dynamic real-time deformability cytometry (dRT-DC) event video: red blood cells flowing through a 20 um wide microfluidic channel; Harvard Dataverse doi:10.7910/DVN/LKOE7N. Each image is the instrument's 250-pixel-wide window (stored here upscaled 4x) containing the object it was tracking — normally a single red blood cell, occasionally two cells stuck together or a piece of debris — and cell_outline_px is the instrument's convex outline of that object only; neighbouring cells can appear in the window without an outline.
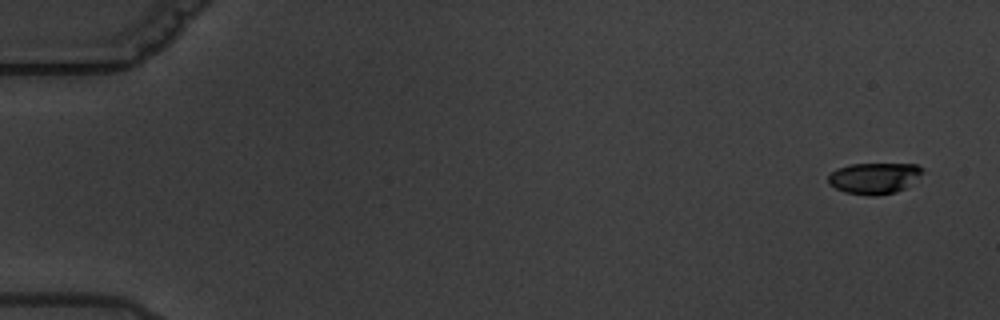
{"species": "common noctule bat (a hibernating species)", "species_latin": "Nyctalus noctula", "temperature_condition": "warm", "stored_images_in_passage": 7, "camera_frame_rate_fps": 3000, "um_per_image_px": 0.085, "animal": {"sex": "male", "body_mass_g": 19.5, "forearm_length_mm": 54.6}, "frame": {"image": 1, "passage_image": 1, "time_ms": 0.0, "image_size_px": [1000, 320], "cell_outline_px": [[924, 172], [904, 188], [896, 192], [876, 196], [868, 196], [844, 192], [828, 184], [828, 176], [836, 168], [848, 164], [916, 164], [924, 168]], "centroid_in_image_um": [74.28, 15.14], "position_along_channel_um": 10.7, "area_um2": 17.22}}
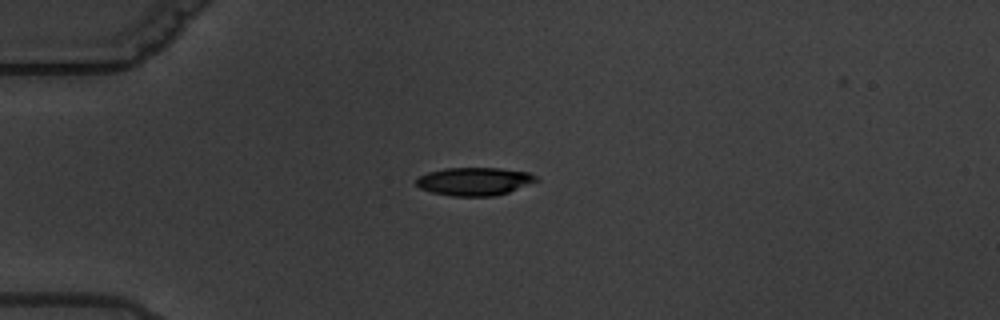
{"frame": {"image": 2, "passage_image": 5, "time_ms": 4.667, "image_size_px": [1000, 320], "cell_outline_px": [[540, 180], [508, 192], [496, 196], [452, 196], [432, 192], [420, 188], [416, 184], [416, 180], [420, 176], [428, 172], [444, 168], [500, 168], [528, 172], [536, 176]], "centroid_in_image_um": [40.33, 15.41], "position_along_channel_um": 44.7, "area_um2": 19.59}}